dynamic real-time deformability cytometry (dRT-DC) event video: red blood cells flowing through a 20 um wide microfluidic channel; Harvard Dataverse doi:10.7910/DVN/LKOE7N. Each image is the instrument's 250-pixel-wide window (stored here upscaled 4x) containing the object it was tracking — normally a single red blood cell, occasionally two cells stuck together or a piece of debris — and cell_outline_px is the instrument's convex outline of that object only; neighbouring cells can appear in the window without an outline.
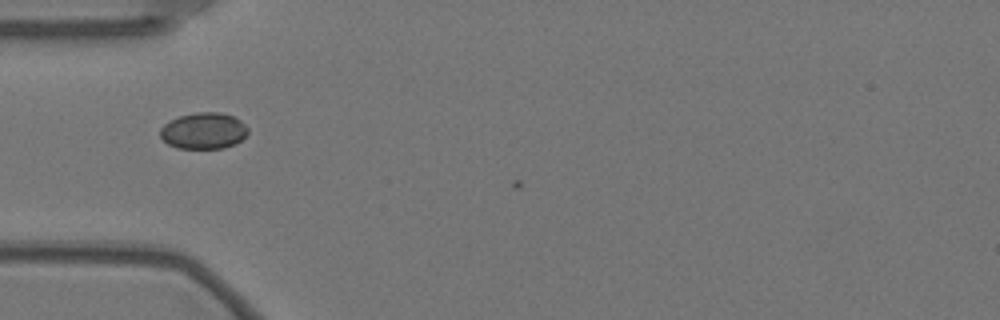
{"species": "Egyptian fruit bat (a non-hibernating species)", "species_latin": "Rousettus aegyptiacus", "temperature_condition": "warm", "stored_images_in_passage": 4, "camera_frame_rate_fps": 3000, "um_per_image_px": 0.085, "animal": {"sex": "female"}, "frame": {"image": 1, "passage_image": 1, "time_ms": 0.0, "image_size_px": [1000, 320], "cell_outline_px": [[248, 132], [236, 144], [224, 148], [176, 148], [168, 144], [160, 136], [160, 128], [164, 124], [180, 116], [196, 112], [220, 112], [232, 116], [240, 120], [248, 128]], "centroid_in_image_um": [17.31, 11.12], "position_along_channel_um": 67.7, "area_um2": 18.5}}